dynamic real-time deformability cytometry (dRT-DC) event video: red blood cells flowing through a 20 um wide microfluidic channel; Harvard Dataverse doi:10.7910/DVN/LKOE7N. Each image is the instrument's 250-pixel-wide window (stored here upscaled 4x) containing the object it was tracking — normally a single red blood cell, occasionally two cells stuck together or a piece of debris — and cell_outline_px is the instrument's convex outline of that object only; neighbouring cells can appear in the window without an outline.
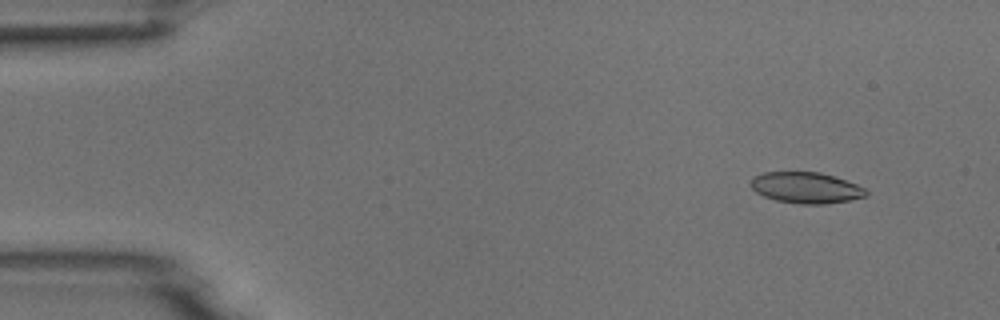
{"species": "common noctule bat (a hibernating species)", "species_latin": "Nyctalus noctula", "temperature_condition": "room temperature", "stored_images_in_passage": 6, "camera_frame_rate_fps": 3000, "um_per_image_px": 0.085, "animal": {"sex": "male", "body_mass_g": 18.8}, "frame": {"image": 1, "passage_image": 2, "time_ms": 1.0, "image_size_px": [1000, 320], "cell_outline_px": [[868, 196], [848, 200], [824, 204], [800, 204], [776, 200], [764, 196], [756, 192], [748, 184], [752, 176], [764, 172], [820, 172], [856, 184], [864, 188], [868, 192]], "centroid_in_image_um": [68.46, 15.95], "position_along_channel_um": 16.5, "area_um2": 20.87}}
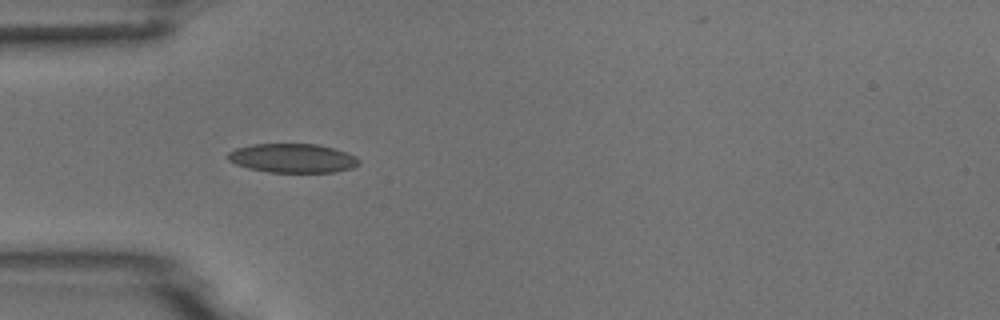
{"frame": {"image": 2, "passage_image": 5, "time_ms": 4.667, "image_size_px": [1000, 320], "cell_outline_px": [[360, 164], [352, 168], [336, 172], [268, 172], [248, 168], [236, 164], [228, 160], [228, 152], [236, 148], [252, 144], [316, 144], [332, 148], [356, 156], [360, 160]], "centroid_in_image_um": [24.87, 13.45], "position_along_channel_um": 60.1, "area_um2": 22.14}}